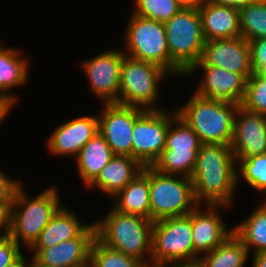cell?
I'll use <instances>...</instances> for the list:
<instances>
[{
	"label": "cell",
	"mask_w": 266,
	"mask_h": 267,
	"mask_svg": "<svg viewBox=\"0 0 266 267\" xmlns=\"http://www.w3.org/2000/svg\"><path fill=\"white\" fill-rule=\"evenodd\" d=\"M202 68V79L195 91L200 97L241 104L247 79L242 75L218 66L193 65L185 74L189 75Z\"/></svg>",
	"instance_id": "cell-16"
},
{
	"label": "cell",
	"mask_w": 266,
	"mask_h": 267,
	"mask_svg": "<svg viewBox=\"0 0 266 267\" xmlns=\"http://www.w3.org/2000/svg\"><path fill=\"white\" fill-rule=\"evenodd\" d=\"M98 132V115L78 117L59 125L50 135L46 146L52 155L73 156L75 159Z\"/></svg>",
	"instance_id": "cell-18"
},
{
	"label": "cell",
	"mask_w": 266,
	"mask_h": 267,
	"mask_svg": "<svg viewBox=\"0 0 266 267\" xmlns=\"http://www.w3.org/2000/svg\"><path fill=\"white\" fill-rule=\"evenodd\" d=\"M143 167L131 156L115 155L88 188L94 187L113 198L142 172Z\"/></svg>",
	"instance_id": "cell-21"
},
{
	"label": "cell",
	"mask_w": 266,
	"mask_h": 267,
	"mask_svg": "<svg viewBox=\"0 0 266 267\" xmlns=\"http://www.w3.org/2000/svg\"><path fill=\"white\" fill-rule=\"evenodd\" d=\"M143 267H171V264H161V263H145Z\"/></svg>",
	"instance_id": "cell-44"
},
{
	"label": "cell",
	"mask_w": 266,
	"mask_h": 267,
	"mask_svg": "<svg viewBox=\"0 0 266 267\" xmlns=\"http://www.w3.org/2000/svg\"><path fill=\"white\" fill-rule=\"evenodd\" d=\"M263 201L245 220L233 227V233L248 252L253 249V254L266 250V199Z\"/></svg>",
	"instance_id": "cell-26"
},
{
	"label": "cell",
	"mask_w": 266,
	"mask_h": 267,
	"mask_svg": "<svg viewBox=\"0 0 266 267\" xmlns=\"http://www.w3.org/2000/svg\"><path fill=\"white\" fill-rule=\"evenodd\" d=\"M16 100L0 94V123L5 120L7 115L10 113L13 106H15Z\"/></svg>",
	"instance_id": "cell-37"
},
{
	"label": "cell",
	"mask_w": 266,
	"mask_h": 267,
	"mask_svg": "<svg viewBox=\"0 0 266 267\" xmlns=\"http://www.w3.org/2000/svg\"><path fill=\"white\" fill-rule=\"evenodd\" d=\"M171 112L166 146L152 167L164 174L191 178L202 143L176 110Z\"/></svg>",
	"instance_id": "cell-9"
},
{
	"label": "cell",
	"mask_w": 266,
	"mask_h": 267,
	"mask_svg": "<svg viewBox=\"0 0 266 267\" xmlns=\"http://www.w3.org/2000/svg\"><path fill=\"white\" fill-rule=\"evenodd\" d=\"M13 202H0V239L9 236L11 231V208Z\"/></svg>",
	"instance_id": "cell-36"
},
{
	"label": "cell",
	"mask_w": 266,
	"mask_h": 267,
	"mask_svg": "<svg viewBox=\"0 0 266 267\" xmlns=\"http://www.w3.org/2000/svg\"><path fill=\"white\" fill-rule=\"evenodd\" d=\"M251 68L253 73L266 71V38L249 41Z\"/></svg>",
	"instance_id": "cell-33"
},
{
	"label": "cell",
	"mask_w": 266,
	"mask_h": 267,
	"mask_svg": "<svg viewBox=\"0 0 266 267\" xmlns=\"http://www.w3.org/2000/svg\"><path fill=\"white\" fill-rule=\"evenodd\" d=\"M170 114L165 110H145L133 128L132 157L143 166H152L166 146Z\"/></svg>",
	"instance_id": "cell-11"
},
{
	"label": "cell",
	"mask_w": 266,
	"mask_h": 267,
	"mask_svg": "<svg viewBox=\"0 0 266 267\" xmlns=\"http://www.w3.org/2000/svg\"><path fill=\"white\" fill-rule=\"evenodd\" d=\"M192 240L191 212L154 221L151 262L161 264L198 261Z\"/></svg>",
	"instance_id": "cell-8"
},
{
	"label": "cell",
	"mask_w": 266,
	"mask_h": 267,
	"mask_svg": "<svg viewBox=\"0 0 266 267\" xmlns=\"http://www.w3.org/2000/svg\"><path fill=\"white\" fill-rule=\"evenodd\" d=\"M113 209L123 213L139 215L151 220L149 201V166H144L140 172L124 189L114 197Z\"/></svg>",
	"instance_id": "cell-22"
},
{
	"label": "cell",
	"mask_w": 266,
	"mask_h": 267,
	"mask_svg": "<svg viewBox=\"0 0 266 267\" xmlns=\"http://www.w3.org/2000/svg\"><path fill=\"white\" fill-rule=\"evenodd\" d=\"M241 36L248 42L266 38V1L244 5L239 9Z\"/></svg>",
	"instance_id": "cell-28"
},
{
	"label": "cell",
	"mask_w": 266,
	"mask_h": 267,
	"mask_svg": "<svg viewBox=\"0 0 266 267\" xmlns=\"http://www.w3.org/2000/svg\"><path fill=\"white\" fill-rule=\"evenodd\" d=\"M31 259L30 263L24 259V267H46L41 265L35 258L31 257Z\"/></svg>",
	"instance_id": "cell-42"
},
{
	"label": "cell",
	"mask_w": 266,
	"mask_h": 267,
	"mask_svg": "<svg viewBox=\"0 0 266 267\" xmlns=\"http://www.w3.org/2000/svg\"><path fill=\"white\" fill-rule=\"evenodd\" d=\"M21 51L15 47H0V94L9 96L16 101L17 95L9 90L26 84L29 76V61L27 58L20 57ZM7 91L9 92L7 93Z\"/></svg>",
	"instance_id": "cell-25"
},
{
	"label": "cell",
	"mask_w": 266,
	"mask_h": 267,
	"mask_svg": "<svg viewBox=\"0 0 266 267\" xmlns=\"http://www.w3.org/2000/svg\"><path fill=\"white\" fill-rule=\"evenodd\" d=\"M252 262V267H266V250L254 253Z\"/></svg>",
	"instance_id": "cell-39"
},
{
	"label": "cell",
	"mask_w": 266,
	"mask_h": 267,
	"mask_svg": "<svg viewBox=\"0 0 266 267\" xmlns=\"http://www.w3.org/2000/svg\"><path fill=\"white\" fill-rule=\"evenodd\" d=\"M151 220L189 214L199 204L191 178L164 174L149 166Z\"/></svg>",
	"instance_id": "cell-7"
},
{
	"label": "cell",
	"mask_w": 266,
	"mask_h": 267,
	"mask_svg": "<svg viewBox=\"0 0 266 267\" xmlns=\"http://www.w3.org/2000/svg\"><path fill=\"white\" fill-rule=\"evenodd\" d=\"M103 106L98 116L99 133L105 138L114 155L132 157L135 120L145 110L117 103Z\"/></svg>",
	"instance_id": "cell-12"
},
{
	"label": "cell",
	"mask_w": 266,
	"mask_h": 267,
	"mask_svg": "<svg viewBox=\"0 0 266 267\" xmlns=\"http://www.w3.org/2000/svg\"><path fill=\"white\" fill-rule=\"evenodd\" d=\"M124 56V50L111 49L81 64L89 79V87L104 104H119V82Z\"/></svg>",
	"instance_id": "cell-13"
},
{
	"label": "cell",
	"mask_w": 266,
	"mask_h": 267,
	"mask_svg": "<svg viewBox=\"0 0 266 267\" xmlns=\"http://www.w3.org/2000/svg\"><path fill=\"white\" fill-rule=\"evenodd\" d=\"M209 1L218 5H224L240 9L244 5L261 2L263 0H209Z\"/></svg>",
	"instance_id": "cell-38"
},
{
	"label": "cell",
	"mask_w": 266,
	"mask_h": 267,
	"mask_svg": "<svg viewBox=\"0 0 266 267\" xmlns=\"http://www.w3.org/2000/svg\"><path fill=\"white\" fill-rule=\"evenodd\" d=\"M237 166V179L243 178L253 189L266 193V153L241 160Z\"/></svg>",
	"instance_id": "cell-30"
},
{
	"label": "cell",
	"mask_w": 266,
	"mask_h": 267,
	"mask_svg": "<svg viewBox=\"0 0 266 267\" xmlns=\"http://www.w3.org/2000/svg\"><path fill=\"white\" fill-rule=\"evenodd\" d=\"M171 267H204L198 260L194 262L171 263Z\"/></svg>",
	"instance_id": "cell-41"
},
{
	"label": "cell",
	"mask_w": 266,
	"mask_h": 267,
	"mask_svg": "<svg viewBox=\"0 0 266 267\" xmlns=\"http://www.w3.org/2000/svg\"><path fill=\"white\" fill-rule=\"evenodd\" d=\"M105 138L98 132L80 150L75 159L78 175L85 186H89L100 171L114 157Z\"/></svg>",
	"instance_id": "cell-24"
},
{
	"label": "cell",
	"mask_w": 266,
	"mask_h": 267,
	"mask_svg": "<svg viewBox=\"0 0 266 267\" xmlns=\"http://www.w3.org/2000/svg\"><path fill=\"white\" fill-rule=\"evenodd\" d=\"M200 206L191 211L194 252L199 257L214 250L233 233V227L226 230L227 226L216 209L225 206L205 205L208 209L204 211Z\"/></svg>",
	"instance_id": "cell-19"
},
{
	"label": "cell",
	"mask_w": 266,
	"mask_h": 267,
	"mask_svg": "<svg viewBox=\"0 0 266 267\" xmlns=\"http://www.w3.org/2000/svg\"><path fill=\"white\" fill-rule=\"evenodd\" d=\"M125 31L124 54L136 60L154 63L170 73V55L164 22L132 14Z\"/></svg>",
	"instance_id": "cell-10"
},
{
	"label": "cell",
	"mask_w": 266,
	"mask_h": 267,
	"mask_svg": "<svg viewBox=\"0 0 266 267\" xmlns=\"http://www.w3.org/2000/svg\"><path fill=\"white\" fill-rule=\"evenodd\" d=\"M240 107L266 116V76L263 73H253L247 79Z\"/></svg>",
	"instance_id": "cell-31"
},
{
	"label": "cell",
	"mask_w": 266,
	"mask_h": 267,
	"mask_svg": "<svg viewBox=\"0 0 266 267\" xmlns=\"http://www.w3.org/2000/svg\"><path fill=\"white\" fill-rule=\"evenodd\" d=\"M249 254L242 241L232 233L214 250L203 254L199 261L204 267H244Z\"/></svg>",
	"instance_id": "cell-27"
},
{
	"label": "cell",
	"mask_w": 266,
	"mask_h": 267,
	"mask_svg": "<svg viewBox=\"0 0 266 267\" xmlns=\"http://www.w3.org/2000/svg\"><path fill=\"white\" fill-rule=\"evenodd\" d=\"M236 163L266 153V116L239 108L230 144Z\"/></svg>",
	"instance_id": "cell-17"
},
{
	"label": "cell",
	"mask_w": 266,
	"mask_h": 267,
	"mask_svg": "<svg viewBox=\"0 0 266 267\" xmlns=\"http://www.w3.org/2000/svg\"><path fill=\"white\" fill-rule=\"evenodd\" d=\"M182 8L176 0H135L133 14L150 20L165 22Z\"/></svg>",
	"instance_id": "cell-32"
},
{
	"label": "cell",
	"mask_w": 266,
	"mask_h": 267,
	"mask_svg": "<svg viewBox=\"0 0 266 267\" xmlns=\"http://www.w3.org/2000/svg\"><path fill=\"white\" fill-rule=\"evenodd\" d=\"M194 65L218 66L246 79L253 74L250 45L242 36L205 41L201 59Z\"/></svg>",
	"instance_id": "cell-14"
},
{
	"label": "cell",
	"mask_w": 266,
	"mask_h": 267,
	"mask_svg": "<svg viewBox=\"0 0 266 267\" xmlns=\"http://www.w3.org/2000/svg\"><path fill=\"white\" fill-rule=\"evenodd\" d=\"M171 76H183L202 56L205 37L198 8H182L164 22ZM175 75V76H174Z\"/></svg>",
	"instance_id": "cell-4"
},
{
	"label": "cell",
	"mask_w": 266,
	"mask_h": 267,
	"mask_svg": "<svg viewBox=\"0 0 266 267\" xmlns=\"http://www.w3.org/2000/svg\"><path fill=\"white\" fill-rule=\"evenodd\" d=\"M23 183L12 180L0 170V202H13L16 191Z\"/></svg>",
	"instance_id": "cell-35"
},
{
	"label": "cell",
	"mask_w": 266,
	"mask_h": 267,
	"mask_svg": "<svg viewBox=\"0 0 266 267\" xmlns=\"http://www.w3.org/2000/svg\"><path fill=\"white\" fill-rule=\"evenodd\" d=\"M96 238L95 223H91L78 237L48 248H30L35 258L46 267H85L89 265L90 249Z\"/></svg>",
	"instance_id": "cell-15"
},
{
	"label": "cell",
	"mask_w": 266,
	"mask_h": 267,
	"mask_svg": "<svg viewBox=\"0 0 266 267\" xmlns=\"http://www.w3.org/2000/svg\"><path fill=\"white\" fill-rule=\"evenodd\" d=\"M198 10L202 17L206 41L241 36L239 9L206 0L198 7Z\"/></svg>",
	"instance_id": "cell-20"
},
{
	"label": "cell",
	"mask_w": 266,
	"mask_h": 267,
	"mask_svg": "<svg viewBox=\"0 0 266 267\" xmlns=\"http://www.w3.org/2000/svg\"><path fill=\"white\" fill-rule=\"evenodd\" d=\"M176 109L177 115L198 135L202 144H231L239 103L207 99L193 94Z\"/></svg>",
	"instance_id": "cell-3"
},
{
	"label": "cell",
	"mask_w": 266,
	"mask_h": 267,
	"mask_svg": "<svg viewBox=\"0 0 266 267\" xmlns=\"http://www.w3.org/2000/svg\"><path fill=\"white\" fill-rule=\"evenodd\" d=\"M183 8H198L206 0H176Z\"/></svg>",
	"instance_id": "cell-40"
},
{
	"label": "cell",
	"mask_w": 266,
	"mask_h": 267,
	"mask_svg": "<svg viewBox=\"0 0 266 267\" xmlns=\"http://www.w3.org/2000/svg\"><path fill=\"white\" fill-rule=\"evenodd\" d=\"M21 246L10 236L0 239V267H6L15 262L21 255Z\"/></svg>",
	"instance_id": "cell-34"
},
{
	"label": "cell",
	"mask_w": 266,
	"mask_h": 267,
	"mask_svg": "<svg viewBox=\"0 0 266 267\" xmlns=\"http://www.w3.org/2000/svg\"><path fill=\"white\" fill-rule=\"evenodd\" d=\"M22 187L23 185L16 191L12 203L9 236L18 245H21L19 244L21 241L27 249H30L62 205L57 188L53 186L36 195L34 199L26 194Z\"/></svg>",
	"instance_id": "cell-5"
},
{
	"label": "cell",
	"mask_w": 266,
	"mask_h": 267,
	"mask_svg": "<svg viewBox=\"0 0 266 267\" xmlns=\"http://www.w3.org/2000/svg\"><path fill=\"white\" fill-rule=\"evenodd\" d=\"M145 263L137 258L105 246L97 238L90 249L91 267H143Z\"/></svg>",
	"instance_id": "cell-29"
},
{
	"label": "cell",
	"mask_w": 266,
	"mask_h": 267,
	"mask_svg": "<svg viewBox=\"0 0 266 267\" xmlns=\"http://www.w3.org/2000/svg\"><path fill=\"white\" fill-rule=\"evenodd\" d=\"M90 224H82L77 215L63 205L51 217L31 248H48L78 237Z\"/></svg>",
	"instance_id": "cell-23"
},
{
	"label": "cell",
	"mask_w": 266,
	"mask_h": 267,
	"mask_svg": "<svg viewBox=\"0 0 266 267\" xmlns=\"http://www.w3.org/2000/svg\"><path fill=\"white\" fill-rule=\"evenodd\" d=\"M94 223L96 238L105 246L144 263L151 262L152 220L139 215L123 214L112 208L103 220ZM146 254L149 257H145Z\"/></svg>",
	"instance_id": "cell-2"
},
{
	"label": "cell",
	"mask_w": 266,
	"mask_h": 267,
	"mask_svg": "<svg viewBox=\"0 0 266 267\" xmlns=\"http://www.w3.org/2000/svg\"><path fill=\"white\" fill-rule=\"evenodd\" d=\"M170 75L154 63L125 55L119 82V104L144 110H161L155 104L160 93L158 84Z\"/></svg>",
	"instance_id": "cell-6"
},
{
	"label": "cell",
	"mask_w": 266,
	"mask_h": 267,
	"mask_svg": "<svg viewBox=\"0 0 266 267\" xmlns=\"http://www.w3.org/2000/svg\"><path fill=\"white\" fill-rule=\"evenodd\" d=\"M191 180L199 205L205 202L206 205L231 206L239 184L231 146L201 144Z\"/></svg>",
	"instance_id": "cell-1"
},
{
	"label": "cell",
	"mask_w": 266,
	"mask_h": 267,
	"mask_svg": "<svg viewBox=\"0 0 266 267\" xmlns=\"http://www.w3.org/2000/svg\"><path fill=\"white\" fill-rule=\"evenodd\" d=\"M6 267H24V256L21 255L15 262Z\"/></svg>",
	"instance_id": "cell-43"
}]
</instances>
